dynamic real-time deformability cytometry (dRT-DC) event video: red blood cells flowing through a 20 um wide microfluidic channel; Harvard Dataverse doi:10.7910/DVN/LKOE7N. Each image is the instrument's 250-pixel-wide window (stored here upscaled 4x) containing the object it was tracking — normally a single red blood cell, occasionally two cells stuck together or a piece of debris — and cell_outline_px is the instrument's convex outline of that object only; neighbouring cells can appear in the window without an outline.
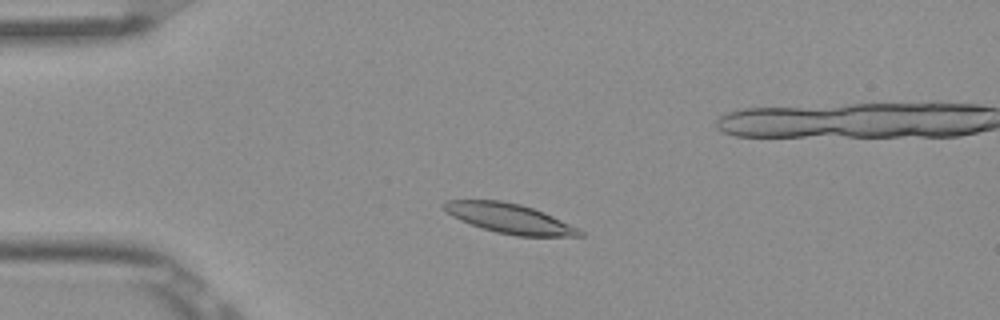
{"species": "Egyptian fruit bat (a non-hibernating species)", "species_latin": "Rousettus aegyptiacus", "temperature_condition": "room temperature", "stored_images_in_passage": 6, "segment_of_instrument_passage": [1, 2], "camera_frame_rate_fps": 3000, "um_per_image_px": 0.085, "frame": {"image": 1, "passage_image": 3, "time_ms": 0.667, "image_size_px": [1000, 320], "cell_outline_px": [[584, 236], [516, 236], [496, 232], [460, 220], [452, 216], [440, 204], [444, 200], [500, 200], [520, 204], [544, 212], [584, 232]], "centroid_in_image_um": [43.27, 18.56], "position_along_channel_um": 41.7, "area_um2": 23.18}}
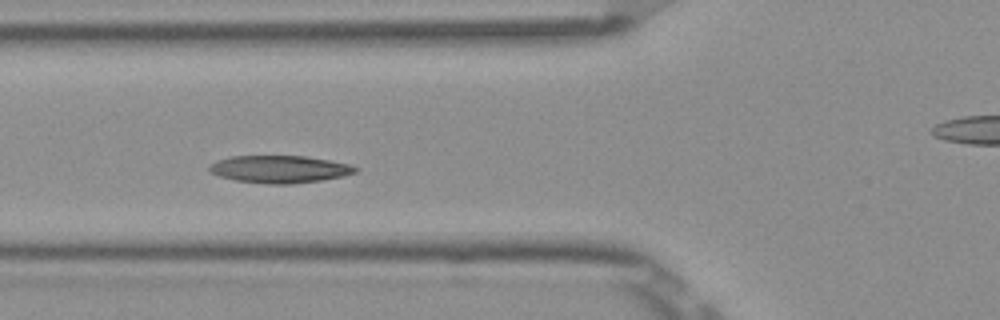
{"frame": {"image": 2, "passage_image": 5, "time_ms": 1.333, "image_size_px": [1000, 320], "cell_outline_px": [[360, 168], [356, 172], [344, 176], [324, 180], [292, 184], [268, 184], [236, 180], [220, 176], [212, 172], [208, 168], [216, 160], [228, 156], [304, 156], [328, 160], [348, 164]], "centroid_in_image_um": [23.79, 14.38], "position_along_channel_um": 102.0, "area_um2": 23.29}}